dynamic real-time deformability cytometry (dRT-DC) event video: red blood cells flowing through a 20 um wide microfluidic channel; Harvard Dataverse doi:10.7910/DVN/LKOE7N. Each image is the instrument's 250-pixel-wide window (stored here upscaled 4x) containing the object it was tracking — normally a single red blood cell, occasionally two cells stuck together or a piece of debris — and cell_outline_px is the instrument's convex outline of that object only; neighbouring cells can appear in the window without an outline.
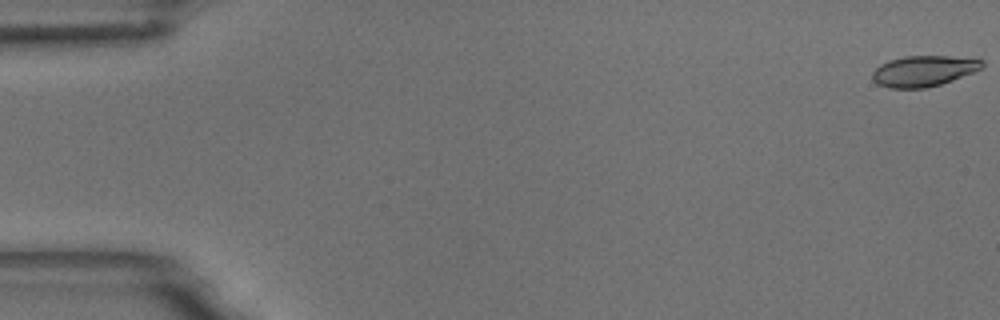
{"species": "common noctule bat (a hibernating species)", "species_latin": "Nyctalus noctula", "temperature_condition": "room temperature", "stored_images_in_passage": 11, "camera_frame_rate_fps": 3000, "um_per_image_px": 0.085, "animal": {"sex": "male", "body_mass_g": 18.8}, "frame": {"image": 1, "passage_image": 1, "time_ms": 0.0, "image_size_px": [1000, 320], "cell_outline_px": [[984, 64], [980, 68], [972, 72], [952, 80], [940, 84], [924, 88], [888, 88], [876, 84], [872, 80], [872, 72], [880, 64], [888, 60], [904, 56], [948, 56], [984, 60]], "centroid_in_image_um": [78.44, 6.03], "position_along_channel_um": 6.6, "area_um2": 19.59}}